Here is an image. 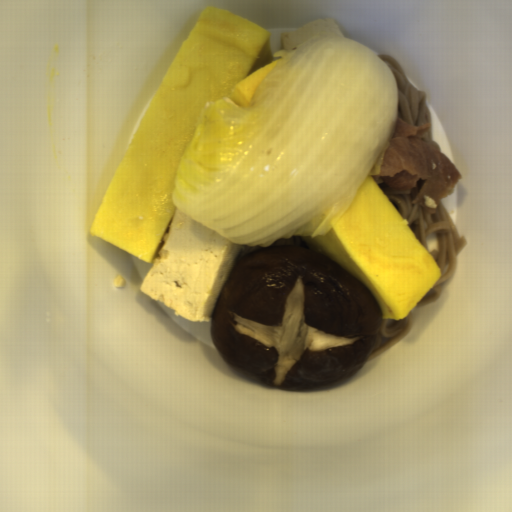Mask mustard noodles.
I'll return each mask as SVG.
<instances>
[{
    "label": "mustard noodles",
    "mask_w": 512,
    "mask_h": 512,
    "mask_svg": "<svg viewBox=\"0 0 512 512\" xmlns=\"http://www.w3.org/2000/svg\"><path fill=\"white\" fill-rule=\"evenodd\" d=\"M413 323L414 317L411 310L402 320H389L386 318L381 320V327L373 352L367 360L375 359L406 335L411 333Z\"/></svg>",
    "instance_id": "964a15a8"
},
{
    "label": "mustard noodles",
    "mask_w": 512,
    "mask_h": 512,
    "mask_svg": "<svg viewBox=\"0 0 512 512\" xmlns=\"http://www.w3.org/2000/svg\"><path fill=\"white\" fill-rule=\"evenodd\" d=\"M393 71L398 82L397 117L408 125L420 126L429 123L432 128L433 119L428 107L425 90L417 89L410 81L404 65L394 56L377 54Z\"/></svg>",
    "instance_id": "7f7daa86"
},
{
    "label": "mustard noodles",
    "mask_w": 512,
    "mask_h": 512,
    "mask_svg": "<svg viewBox=\"0 0 512 512\" xmlns=\"http://www.w3.org/2000/svg\"><path fill=\"white\" fill-rule=\"evenodd\" d=\"M371 177L426 247L441 270L440 278L414 308L433 304L443 292L440 285L455 274L458 256L469 242L464 235H459L441 199L434 214H430L412 202L426 180L421 178L417 180V186L411 191H394L389 189L381 176L372 175Z\"/></svg>",
    "instance_id": "0af2e427"
}]
</instances>
